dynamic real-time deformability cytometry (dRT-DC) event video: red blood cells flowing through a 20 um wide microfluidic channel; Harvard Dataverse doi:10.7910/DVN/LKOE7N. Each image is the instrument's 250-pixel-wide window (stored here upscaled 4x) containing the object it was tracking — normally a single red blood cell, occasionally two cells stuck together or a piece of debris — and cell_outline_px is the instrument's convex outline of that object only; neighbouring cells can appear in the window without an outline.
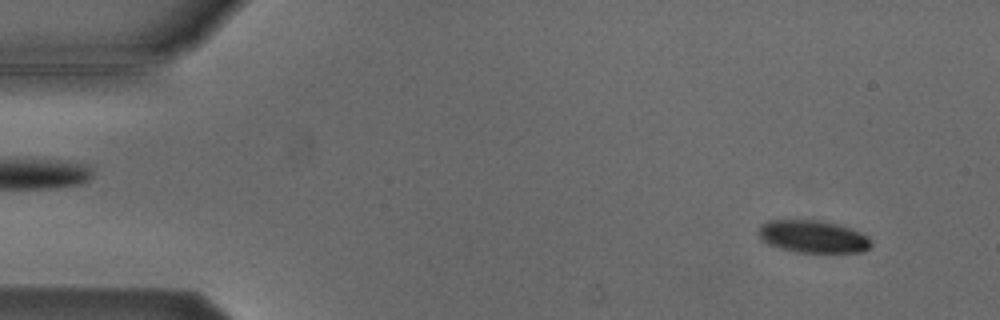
{"species": "Egyptian fruit bat (a non-hibernating species)", "species_latin": "Rousettus aegyptiacus", "temperature_condition": "cold", "stored_images_in_passage": 4, "camera_frame_rate_fps": 3000, "um_per_image_px": 0.085, "animal": {"sex": "male"}, "frame": {"image": 1, "passage_image": 1, "time_ms": 0.0, "image_size_px": [1000, 320], "cell_outline_px": [[872, 244], [864, 252], [796, 252], [780, 248], [768, 244], [760, 240], [756, 232], [760, 224], [768, 220], [820, 220], [836, 224], [860, 232], [868, 236]], "centroid_in_image_um": [69.04, 20.11], "position_along_channel_um": 16.0, "area_um2": 21.44}}